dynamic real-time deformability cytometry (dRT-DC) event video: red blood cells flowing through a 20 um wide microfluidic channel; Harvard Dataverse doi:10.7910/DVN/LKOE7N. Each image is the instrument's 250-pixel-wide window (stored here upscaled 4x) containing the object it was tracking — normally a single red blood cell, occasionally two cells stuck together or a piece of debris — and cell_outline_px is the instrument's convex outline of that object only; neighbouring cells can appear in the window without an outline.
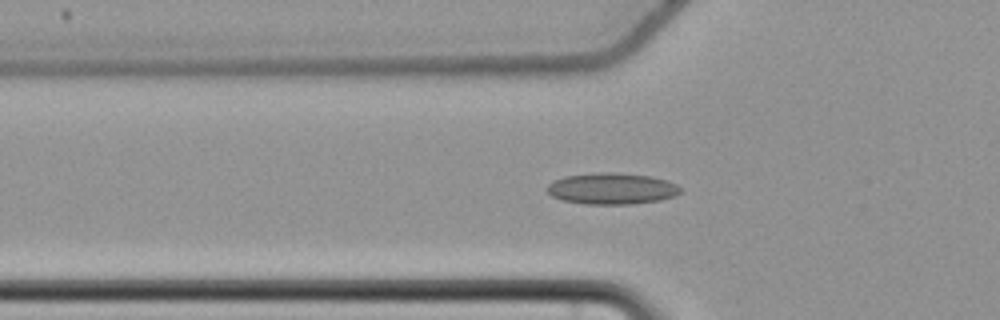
{"species": "common noctule bat (a hibernating species)", "species_latin": "Nyctalus noctula", "temperature_condition": "cold", "stored_images_in_passage": 52, "camera_frame_rate_fps": 3000, "um_per_image_px": 0.085, "animal": {"sex": "female", "body_mass_g": 22.7, "forearm_length_mm": 54.2}, "frame": {"image": 1, "passage_image": 21, "time_ms": 6.667, "image_size_px": [1000, 320], "cell_outline_px": [[680, 192], [676, 196], [660, 200], [632, 204], [584, 204], [564, 200], [552, 196], [544, 188], [552, 180], [564, 176], [600, 172], [608, 172], [648, 176], [668, 180], [676, 184], [680, 188]], "centroid_in_image_um": [51.98, 16.03], "position_along_channel_um": 73.8, "area_um2": 24.39}}
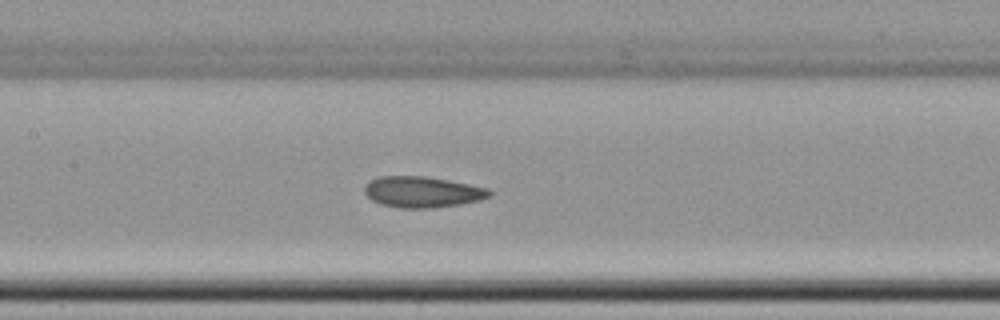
{"frame": {"image": 2, "passage_image": 29, "time_ms": 9.333, "image_size_px": [1000, 320], "cell_outline_px": [[492, 192], [488, 196], [480, 200], [460, 204], [432, 208], [400, 208], [380, 204], [372, 200], [364, 192], [364, 188], [372, 180], [380, 176], [424, 176], [448, 180], [488, 188]], "centroid_in_image_um": [35.9, 16.32], "position_along_channel_um": 171.5, "area_um2": 22.37}}
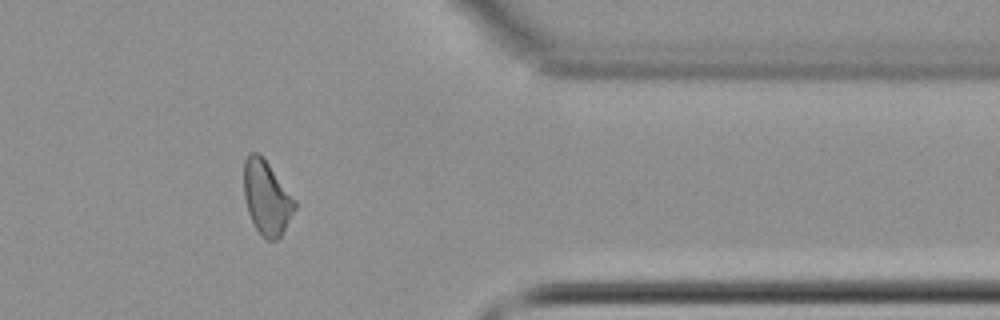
{"frame": {"image": 3, "passage_image": 48, "time_ms": 15.667, "image_size_px": [1000, 320], "cell_outline_px": [[296, 208], [280, 236], [276, 240], [268, 240], [256, 228], [248, 212], [244, 196], [244, 160], [248, 152], [256, 152], [268, 164], [296, 200]], "centroid_in_image_um": [22.66, 16.79], "position_along_channel_um": 388.7, "area_um2": 21.5}}